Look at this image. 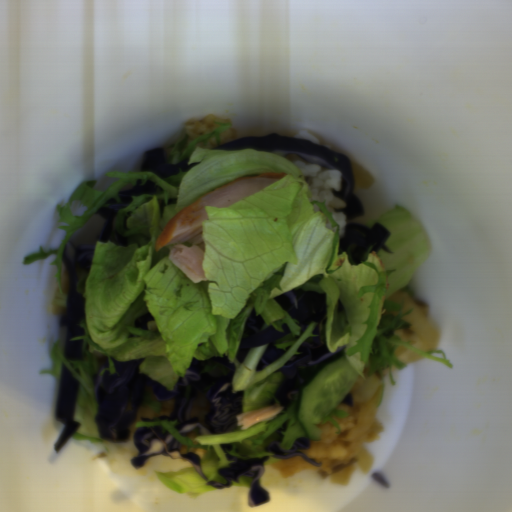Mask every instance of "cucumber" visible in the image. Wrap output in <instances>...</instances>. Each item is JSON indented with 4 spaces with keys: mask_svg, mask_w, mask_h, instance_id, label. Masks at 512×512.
Instances as JSON below:
<instances>
[{
    "mask_svg": "<svg viewBox=\"0 0 512 512\" xmlns=\"http://www.w3.org/2000/svg\"><path fill=\"white\" fill-rule=\"evenodd\" d=\"M359 376L345 353L338 351L300 390L295 403L296 418L308 439H321L317 424L325 413L338 408Z\"/></svg>",
    "mask_w": 512,
    "mask_h": 512,
    "instance_id": "8b760119",
    "label": "cucumber"
}]
</instances>
